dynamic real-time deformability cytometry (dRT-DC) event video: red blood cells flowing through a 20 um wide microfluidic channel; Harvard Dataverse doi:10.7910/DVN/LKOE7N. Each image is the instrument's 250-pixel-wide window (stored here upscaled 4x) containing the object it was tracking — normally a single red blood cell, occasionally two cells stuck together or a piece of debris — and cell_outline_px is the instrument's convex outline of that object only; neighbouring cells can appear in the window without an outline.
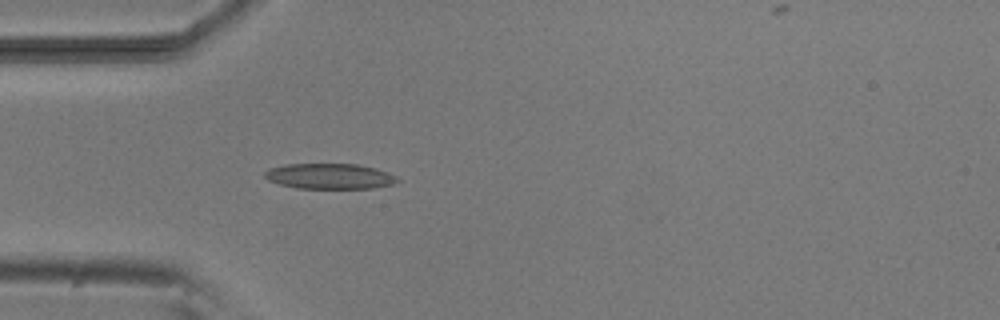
{"species": "common noctule bat (a hibernating species)", "species_latin": "Nyctalus noctula", "temperature_condition": "room temperature", "stored_images_in_passage": 3, "camera_frame_rate_fps": 3000, "um_per_image_px": 0.085, "animal": {"sex": "male", "body_mass_g": 20.5, "forearm_length_mm": 52.5}, "frame": {"image": 1, "passage_image": 3, "time_ms": 3.0, "image_size_px": [1000, 320], "cell_outline_px": [[400, 180], [392, 184], [372, 188], [296, 188], [280, 184], [268, 180], [264, 176], [264, 172], [268, 168], [284, 164], [356, 164], [376, 168], [396, 176]], "centroid_in_image_um": [27.99, 14.97], "position_along_channel_um": 57.0, "area_um2": 19.65}}